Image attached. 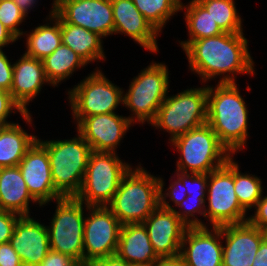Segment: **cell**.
Wrapping results in <instances>:
<instances>
[{
  "instance_id": "6da1fadb",
  "label": "cell",
  "mask_w": 267,
  "mask_h": 266,
  "mask_svg": "<svg viewBox=\"0 0 267 266\" xmlns=\"http://www.w3.org/2000/svg\"><path fill=\"white\" fill-rule=\"evenodd\" d=\"M248 49L244 33H222L194 40L183 51L189 69L199 75L202 82L220 76L219 83H236L237 74L255 75V63Z\"/></svg>"
},
{
  "instance_id": "7a4b0ae2",
  "label": "cell",
  "mask_w": 267,
  "mask_h": 266,
  "mask_svg": "<svg viewBox=\"0 0 267 266\" xmlns=\"http://www.w3.org/2000/svg\"><path fill=\"white\" fill-rule=\"evenodd\" d=\"M207 86V124L234 156L246 146L248 109L236 83Z\"/></svg>"
},
{
  "instance_id": "3957f363",
  "label": "cell",
  "mask_w": 267,
  "mask_h": 266,
  "mask_svg": "<svg viewBox=\"0 0 267 266\" xmlns=\"http://www.w3.org/2000/svg\"><path fill=\"white\" fill-rule=\"evenodd\" d=\"M122 177L107 208L122 225L143 223L159 206V177L137 166Z\"/></svg>"
},
{
  "instance_id": "277c9868",
  "label": "cell",
  "mask_w": 267,
  "mask_h": 266,
  "mask_svg": "<svg viewBox=\"0 0 267 266\" xmlns=\"http://www.w3.org/2000/svg\"><path fill=\"white\" fill-rule=\"evenodd\" d=\"M64 140L37 139L47 150L55 191L62 197H76L84 179L92 149L77 132Z\"/></svg>"
},
{
  "instance_id": "5b68a950",
  "label": "cell",
  "mask_w": 267,
  "mask_h": 266,
  "mask_svg": "<svg viewBox=\"0 0 267 266\" xmlns=\"http://www.w3.org/2000/svg\"><path fill=\"white\" fill-rule=\"evenodd\" d=\"M169 143L180 154L175 171L182 173L209 174L232 158L208 124L192 129Z\"/></svg>"
},
{
  "instance_id": "8992f818",
  "label": "cell",
  "mask_w": 267,
  "mask_h": 266,
  "mask_svg": "<svg viewBox=\"0 0 267 266\" xmlns=\"http://www.w3.org/2000/svg\"><path fill=\"white\" fill-rule=\"evenodd\" d=\"M207 85L167 96L150 123L170 134V142L188 131L207 124Z\"/></svg>"
},
{
  "instance_id": "52a82bcc",
  "label": "cell",
  "mask_w": 267,
  "mask_h": 266,
  "mask_svg": "<svg viewBox=\"0 0 267 266\" xmlns=\"http://www.w3.org/2000/svg\"><path fill=\"white\" fill-rule=\"evenodd\" d=\"M132 79L128 91L123 93V105L133 113L128 118L134 124H150L170 91L168 68L165 63L152 61Z\"/></svg>"
},
{
  "instance_id": "ba28073f",
  "label": "cell",
  "mask_w": 267,
  "mask_h": 266,
  "mask_svg": "<svg viewBox=\"0 0 267 266\" xmlns=\"http://www.w3.org/2000/svg\"><path fill=\"white\" fill-rule=\"evenodd\" d=\"M117 152L92 151L81 189L75 197L87 206H107L119 188L122 177L131 165L123 162Z\"/></svg>"
},
{
  "instance_id": "9c48e42d",
  "label": "cell",
  "mask_w": 267,
  "mask_h": 266,
  "mask_svg": "<svg viewBox=\"0 0 267 266\" xmlns=\"http://www.w3.org/2000/svg\"><path fill=\"white\" fill-rule=\"evenodd\" d=\"M206 193L208 206H205V218L212 227L248 221L247 211L240 205L235 194L233 157L208 174Z\"/></svg>"
},
{
  "instance_id": "30bf717a",
  "label": "cell",
  "mask_w": 267,
  "mask_h": 266,
  "mask_svg": "<svg viewBox=\"0 0 267 266\" xmlns=\"http://www.w3.org/2000/svg\"><path fill=\"white\" fill-rule=\"evenodd\" d=\"M47 226L50 250L69 255L83 265V238L86 207L75 197L60 198Z\"/></svg>"
},
{
  "instance_id": "8fae6325",
  "label": "cell",
  "mask_w": 267,
  "mask_h": 266,
  "mask_svg": "<svg viewBox=\"0 0 267 266\" xmlns=\"http://www.w3.org/2000/svg\"><path fill=\"white\" fill-rule=\"evenodd\" d=\"M124 90L113 84L98 68L68 91L73 118L115 113L123 104ZM121 103V104H120Z\"/></svg>"
},
{
  "instance_id": "7c38bea8",
  "label": "cell",
  "mask_w": 267,
  "mask_h": 266,
  "mask_svg": "<svg viewBox=\"0 0 267 266\" xmlns=\"http://www.w3.org/2000/svg\"><path fill=\"white\" fill-rule=\"evenodd\" d=\"M83 264L116 254L122 224L107 206H87Z\"/></svg>"
},
{
  "instance_id": "4fadbf2b",
  "label": "cell",
  "mask_w": 267,
  "mask_h": 266,
  "mask_svg": "<svg viewBox=\"0 0 267 266\" xmlns=\"http://www.w3.org/2000/svg\"><path fill=\"white\" fill-rule=\"evenodd\" d=\"M55 12L66 23L81 26L102 38L114 34L111 0H55Z\"/></svg>"
},
{
  "instance_id": "5bb4252c",
  "label": "cell",
  "mask_w": 267,
  "mask_h": 266,
  "mask_svg": "<svg viewBox=\"0 0 267 266\" xmlns=\"http://www.w3.org/2000/svg\"><path fill=\"white\" fill-rule=\"evenodd\" d=\"M77 132L95 152H117L128 129L134 124L128 117L106 113L74 118Z\"/></svg>"
},
{
  "instance_id": "9a60e30c",
  "label": "cell",
  "mask_w": 267,
  "mask_h": 266,
  "mask_svg": "<svg viewBox=\"0 0 267 266\" xmlns=\"http://www.w3.org/2000/svg\"><path fill=\"white\" fill-rule=\"evenodd\" d=\"M18 167L28 192L39 203V207L62 198L55 191L48 152L38 140L28 149Z\"/></svg>"
},
{
  "instance_id": "2e32d148",
  "label": "cell",
  "mask_w": 267,
  "mask_h": 266,
  "mask_svg": "<svg viewBox=\"0 0 267 266\" xmlns=\"http://www.w3.org/2000/svg\"><path fill=\"white\" fill-rule=\"evenodd\" d=\"M210 227L186 229L180 248L186 266H222V226Z\"/></svg>"
},
{
  "instance_id": "e0dca14e",
  "label": "cell",
  "mask_w": 267,
  "mask_h": 266,
  "mask_svg": "<svg viewBox=\"0 0 267 266\" xmlns=\"http://www.w3.org/2000/svg\"><path fill=\"white\" fill-rule=\"evenodd\" d=\"M267 233L249 221L222 226L225 239L222 266H252L261 242Z\"/></svg>"
},
{
  "instance_id": "ac0fdd59",
  "label": "cell",
  "mask_w": 267,
  "mask_h": 266,
  "mask_svg": "<svg viewBox=\"0 0 267 266\" xmlns=\"http://www.w3.org/2000/svg\"><path fill=\"white\" fill-rule=\"evenodd\" d=\"M142 224L158 257L180 255L181 243L188 226L173 210L158 206Z\"/></svg>"
},
{
  "instance_id": "d6986e66",
  "label": "cell",
  "mask_w": 267,
  "mask_h": 266,
  "mask_svg": "<svg viewBox=\"0 0 267 266\" xmlns=\"http://www.w3.org/2000/svg\"><path fill=\"white\" fill-rule=\"evenodd\" d=\"M10 243L23 266H38L50 251L47 225L29 216H20Z\"/></svg>"
},
{
  "instance_id": "ffe728a7",
  "label": "cell",
  "mask_w": 267,
  "mask_h": 266,
  "mask_svg": "<svg viewBox=\"0 0 267 266\" xmlns=\"http://www.w3.org/2000/svg\"><path fill=\"white\" fill-rule=\"evenodd\" d=\"M114 17V34L129 36L151 53L158 51V32L139 12L132 0H111Z\"/></svg>"
},
{
  "instance_id": "44dd1931",
  "label": "cell",
  "mask_w": 267,
  "mask_h": 266,
  "mask_svg": "<svg viewBox=\"0 0 267 266\" xmlns=\"http://www.w3.org/2000/svg\"><path fill=\"white\" fill-rule=\"evenodd\" d=\"M50 84L47 80L43 61L23 54L18 61L13 63V79L11 85V96L25 113L37 95H39L44 84Z\"/></svg>"
},
{
  "instance_id": "7402d4cb",
  "label": "cell",
  "mask_w": 267,
  "mask_h": 266,
  "mask_svg": "<svg viewBox=\"0 0 267 266\" xmlns=\"http://www.w3.org/2000/svg\"><path fill=\"white\" fill-rule=\"evenodd\" d=\"M116 255L131 265L153 264L159 259L142 223L121 226Z\"/></svg>"
},
{
  "instance_id": "603a6c76",
  "label": "cell",
  "mask_w": 267,
  "mask_h": 266,
  "mask_svg": "<svg viewBox=\"0 0 267 266\" xmlns=\"http://www.w3.org/2000/svg\"><path fill=\"white\" fill-rule=\"evenodd\" d=\"M39 203L28 192L18 166L0 168V209L29 216V203Z\"/></svg>"
},
{
  "instance_id": "cb8c5ba5",
  "label": "cell",
  "mask_w": 267,
  "mask_h": 266,
  "mask_svg": "<svg viewBox=\"0 0 267 266\" xmlns=\"http://www.w3.org/2000/svg\"><path fill=\"white\" fill-rule=\"evenodd\" d=\"M60 31L62 43L77 53L87 64L104 60L103 39L97 33L81 26L66 23L60 17Z\"/></svg>"
},
{
  "instance_id": "d4e9b609",
  "label": "cell",
  "mask_w": 267,
  "mask_h": 266,
  "mask_svg": "<svg viewBox=\"0 0 267 266\" xmlns=\"http://www.w3.org/2000/svg\"><path fill=\"white\" fill-rule=\"evenodd\" d=\"M48 20L49 24L39 25L31 32L29 31V34L23 33L27 37L25 55L42 60L62 44L60 16L55 12V0H53Z\"/></svg>"
},
{
  "instance_id": "484cf974",
  "label": "cell",
  "mask_w": 267,
  "mask_h": 266,
  "mask_svg": "<svg viewBox=\"0 0 267 266\" xmlns=\"http://www.w3.org/2000/svg\"><path fill=\"white\" fill-rule=\"evenodd\" d=\"M37 139L23 130L19 123L0 126V168L18 166Z\"/></svg>"
},
{
  "instance_id": "4316f807",
  "label": "cell",
  "mask_w": 267,
  "mask_h": 266,
  "mask_svg": "<svg viewBox=\"0 0 267 266\" xmlns=\"http://www.w3.org/2000/svg\"><path fill=\"white\" fill-rule=\"evenodd\" d=\"M181 10H185V22L189 33L187 41H179L183 50L194 40L224 33L197 0H190L188 5L181 3Z\"/></svg>"
},
{
  "instance_id": "83f0119b",
  "label": "cell",
  "mask_w": 267,
  "mask_h": 266,
  "mask_svg": "<svg viewBox=\"0 0 267 266\" xmlns=\"http://www.w3.org/2000/svg\"><path fill=\"white\" fill-rule=\"evenodd\" d=\"M42 61L46 78L54 87L71 77L77 68L87 65L77 53L63 43Z\"/></svg>"
},
{
  "instance_id": "f1b7e54d",
  "label": "cell",
  "mask_w": 267,
  "mask_h": 266,
  "mask_svg": "<svg viewBox=\"0 0 267 266\" xmlns=\"http://www.w3.org/2000/svg\"><path fill=\"white\" fill-rule=\"evenodd\" d=\"M139 12L159 33L171 17L181 10V0H132Z\"/></svg>"
},
{
  "instance_id": "f546056e",
  "label": "cell",
  "mask_w": 267,
  "mask_h": 266,
  "mask_svg": "<svg viewBox=\"0 0 267 266\" xmlns=\"http://www.w3.org/2000/svg\"><path fill=\"white\" fill-rule=\"evenodd\" d=\"M224 33H243L242 19L234 0H197Z\"/></svg>"
},
{
  "instance_id": "4dcf8cb0",
  "label": "cell",
  "mask_w": 267,
  "mask_h": 266,
  "mask_svg": "<svg viewBox=\"0 0 267 266\" xmlns=\"http://www.w3.org/2000/svg\"><path fill=\"white\" fill-rule=\"evenodd\" d=\"M239 165L234 161V187L240 205L246 210L256 207L263 196V186L260 177L241 173Z\"/></svg>"
},
{
  "instance_id": "1f68e13d",
  "label": "cell",
  "mask_w": 267,
  "mask_h": 266,
  "mask_svg": "<svg viewBox=\"0 0 267 266\" xmlns=\"http://www.w3.org/2000/svg\"><path fill=\"white\" fill-rule=\"evenodd\" d=\"M205 203L206 197H192L187 195V197L178 204L177 207H179V211L176 209H173V211L188 227H206V224L195 216L196 213L205 217Z\"/></svg>"
},
{
  "instance_id": "d6a6232c",
  "label": "cell",
  "mask_w": 267,
  "mask_h": 266,
  "mask_svg": "<svg viewBox=\"0 0 267 266\" xmlns=\"http://www.w3.org/2000/svg\"><path fill=\"white\" fill-rule=\"evenodd\" d=\"M26 17L13 0L0 2V21L17 39L23 36L24 32L19 25Z\"/></svg>"
},
{
  "instance_id": "836d02e7",
  "label": "cell",
  "mask_w": 267,
  "mask_h": 266,
  "mask_svg": "<svg viewBox=\"0 0 267 266\" xmlns=\"http://www.w3.org/2000/svg\"><path fill=\"white\" fill-rule=\"evenodd\" d=\"M177 178V179H176ZM173 181L170 180L169 188L165 189L167 192H165L164 189V181L161 177H159V206L167 209V210H173L176 209L179 203H181L186 197V187L182 183V181L176 177ZM177 191V192H176ZM165 192V193H164ZM167 197H169V200L172 201L175 204V208L167 202Z\"/></svg>"
},
{
  "instance_id": "e575fe53",
  "label": "cell",
  "mask_w": 267,
  "mask_h": 266,
  "mask_svg": "<svg viewBox=\"0 0 267 266\" xmlns=\"http://www.w3.org/2000/svg\"><path fill=\"white\" fill-rule=\"evenodd\" d=\"M19 112L26 124H32L30 113H25L22 108L13 100L11 93L7 90L0 89V126H7L14 124V122L7 121L11 113Z\"/></svg>"
},
{
  "instance_id": "d590c367",
  "label": "cell",
  "mask_w": 267,
  "mask_h": 266,
  "mask_svg": "<svg viewBox=\"0 0 267 266\" xmlns=\"http://www.w3.org/2000/svg\"><path fill=\"white\" fill-rule=\"evenodd\" d=\"M186 187L187 195L192 197H205L208 174L182 173L176 171V175Z\"/></svg>"
},
{
  "instance_id": "8d00e7d4",
  "label": "cell",
  "mask_w": 267,
  "mask_h": 266,
  "mask_svg": "<svg viewBox=\"0 0 267 266\" xmlns=\"http://www.w3.org/2000/svg\"><path fill=\"white\" fill-rule=\"evenodd\" d=\"M20 215L0 209V244L10 242Z\"/></svg>"
},
{
  "instance_id": "74e56055",
  "label": "cell",
  "mask_w": 267,
  "mask_h": 266,
  "mask_svg": "<svg viewBox=\"0 0 267 266\" xmlns=\"http://www.w3.org/2000/svg\"><path fill=\"white\" fill-rule=\"evenodd\" d=\"M13 79V64L0 49V89L10 92Z\"/></svg>"
},
{
  "instance_id": "f35d334b",
  "label": "cell",
  "mask_w": 267,
  "mask_h": 266,
  "mask_svg": "<svg viewBox=\"0 0 267 266\" xmlns=\"http://www.w3.org/2000/svg\"><path fill=\"white\" fill-rule=\"evenodd\" d=\"M38 266H82L75 258L50 250Z\"/></svg>"
},
{
  "instance_id": "ab89813d",
  "label": "cell",
  "mask_w": 267,
  "mask_h": 266,
  "mask_svg": "<svg viewBox=\"0 0 267 266\" xmlns=\"http://www.w3.org/2000/svg\"><path fill=\"white\" fill-rule=\"evenodd\" d=\"M254 213L249 216L248 221L267 233V195L257 202Z\"/></svg>"
},
{
  "instance_id": "60d3db41",
  "label": "cell",
  "mask_w": 267,
  "mask_h": 266,
  "mask_svg": "<svg viewBox=\"0 0 267 266\" xmlns=\"http://www.w3.org/2000/svg\"><path fill=\"white\" fill-rule=\"evenodd\" d=\"M0 266H23L10 242L0 244Z\"/></svg>"
},
{
  "instance_id": "b9f144b4",
  "label": "cell",
  "mask_w": 267,
  "mask_h": 266,
  "mask_svg": "<svg viewBox=\"0 0 267 266\" xmlns=\"http://www.w3.org/2000/svg\"><path fill=\"white\" fill-rule=\"evenodd\" d=\"M83 266H131V264H128L115 254L106 258L87 262L83 264Z\"/></svg>"
},
{
  "instance_id": "7bdbcfd3",
  "label": "cell",
  "mask_w": 267,
  "mask_h": 266,
  "mask_svg": "<svg viewBox=\"0 0 267 266\" xmlns=\"http://www.w3.org/2000/svg\"><path fill=\"white\" fill-rule=\"evenodd\" d=\"M252 266H267V237L261 242Z\"/></svg>"
},
{
  "instance_id": "ee69618b",
  "label": "cell",
  "mask_w": 267,
  "mask_h": 266,
  "mask_svg": "<svg viewBox=\"0 0 267 266\" xmlns=\"http://www.w3.org/2000/svg\"><path fill=\"white\" fill-rule=\"evenodd\" d=\"M154 266H186L180 255L174 257H159Z\"/></svg>"
},
{
  "instance_id": "f6af8a7d",
  "label": "cell",
  "mask_w": 267,
  "mask_h": 266,
  "mask_svg": "<svg viewBox=\"0 0 267 266\" xmlns=\"http://www.w3.org/2000/svg\"><path fill=\"white\" fill-rule=\"evenodd\" d=\"M18 39L0 21V49L16 42Z\"/></svg>"
},
{
  "instance_id": "bcb514c9",
  "label": "cell",
  "mask_w": 267,
  "mask_h": 266,
  "mask_svg": "<svg viewBox=\"0 0 267 266\" xmlns=\"http://www.w3.org/2000/svg\"><path fill=\"white\" fill-rule=\"evenodd\" d=\"M20 10L27 16L29 11L38 2L37 0H13ZM35 4V5H34ZM30 8V9H29ZM29 10V11H28Z\"/></svg>"
},
{
  "instance_id": "7dc6e473",
  "label": "cell",
  "mask_w": 267,
  "mask_h": 266,
  "mask_svg": "<svg viewBox=\"0 0 267 266\" xmlns=\"http://www.w3.org/2000/svg\"><path fill=\"white\" fill-rule=\"evenodd\" d=\"M131 266H154V263L153 264H135Z\"/></svg>"
}]
</instances>
